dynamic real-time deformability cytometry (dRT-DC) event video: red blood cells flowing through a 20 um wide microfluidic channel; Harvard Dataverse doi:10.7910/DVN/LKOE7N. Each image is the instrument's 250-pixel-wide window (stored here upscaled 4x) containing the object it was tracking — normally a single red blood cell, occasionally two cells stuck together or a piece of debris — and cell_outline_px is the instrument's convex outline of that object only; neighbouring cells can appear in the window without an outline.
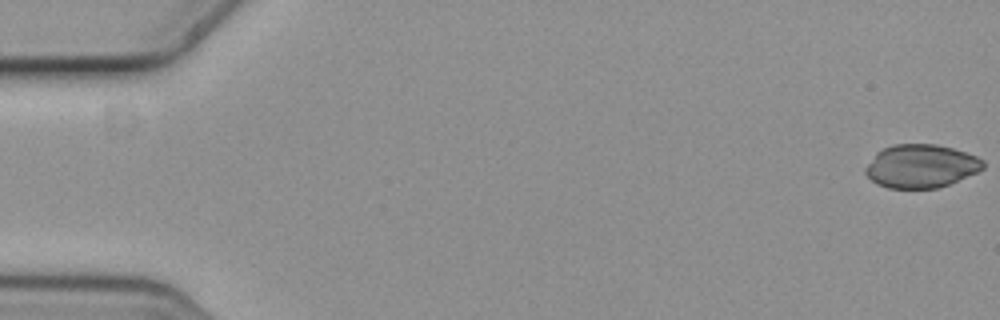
{"species": "common noctule bat (a hibernating species)", "species_latin": "Nyctalus noctula", "temperature_condition": "cold", "stored_images_in_passage": 4, "camera_frame_rate_fps": 3000, "um_per_image_px": 0.085, "animal": {"sex": "female", "body_mass_g": 19.3, "forearm_length_mm": 54.1}, "frame": {"image": 1, "passage_image": 1, "time_ms": 0.0, "image_size_px": [1000, 320], "cell_outline_px": [[984, 168], [976, 172], [948, 184], [936, 188], [888, 188], [876, 184], [864, 172], [864, 168], [876, 152], [892, 144], [936, 144], [952, 148], [976, 156], [984, 160]], "centroid_in_image_um": [78.25, 14.11], "position_along_channel_um": 6.8, "area_um2": 29.59}}